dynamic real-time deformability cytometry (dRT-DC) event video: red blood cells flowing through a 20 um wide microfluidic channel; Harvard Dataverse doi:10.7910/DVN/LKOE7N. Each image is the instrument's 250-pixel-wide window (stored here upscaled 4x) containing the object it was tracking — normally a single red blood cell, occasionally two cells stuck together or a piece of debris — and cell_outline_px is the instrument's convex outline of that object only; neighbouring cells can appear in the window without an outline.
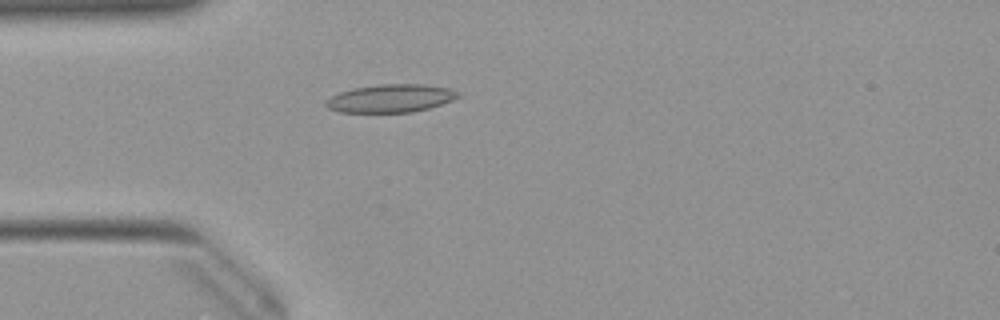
{"species": "Egyptian fruit bat (a non-hibernating species)", "species_latin": "Rousettus aegyptiacus", "temperature_condition": "warm", "stored_images_in_passage": 51, "camera_frame_rate_fps": 3000, "um_per_image_px": 0.085, "animal": {"sex": "female"}, "frame": {"image": 1, "passage_image": 14, "time_ms": 4.333, "image_size_px": [1000, 320], "cell_outline_px": [[460, 96], [452, 100], [428, 108], [412, 112], [340, 112], [328, 108], [324, 104], [324, 100], [340, 92], [352, 88], [380, 84], [424, 84], [448, 88], [456, 92]], "centroid_in_image_um": [33.15, 8.35], "position_along_channel_um": 51.8, "area_um2": 21.44}}
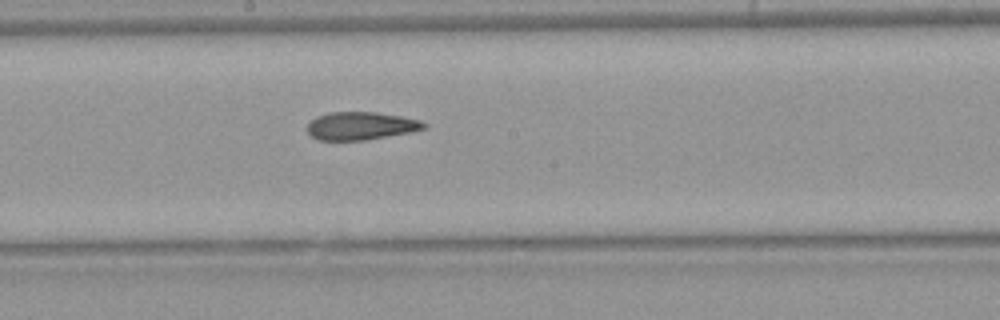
{"frame": {"image": 2, "passage_image": 27, "time_ms": 8.667, "image_size_px": [1000, 320], "cell_outline_px": [[428, 128], [412, 132], [364, 140], [316, 140], [308, 132], [308, 124], [316, 116], [328, 112], [376, 112], [400, 116], [420, 120], [428, 124]], "centroid_in_image_um": [30.7, 10.7], "position_along_channel_um": 217.5, "area_um2": 19.07}}
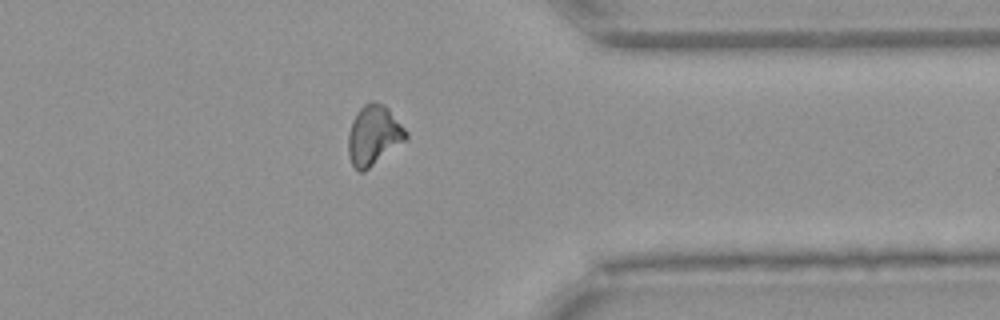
{"frame": {"image": 3, "passage_image": 40, "time_ms": 13.0, "image_size_px": [1000, 320], "cell_outline_px": [[408, 136], [404, 140], [364, 172], [360, 172], [352, 164], [348, 152], [348, 136], [352, 120], [356, 112], [364, 104], [372, 100], [384, 104], [388, 108], [408, 132]], "centroid_in_image_um": [31.74, 11.46], "position_along_channel_um": 379.7, "area_um2": 19.88}, "authors_computed_cell_mechanics": {"area_um2": 19.8832, "velocity_mm_per_s": 3.9935, "shape_relaxation_time_tau1_ms": null, "shape_relaxation_time_tau2_ms": 3.5368, "deformation_change_tau1": null, "deformation_change_tau2": 0.1231}}